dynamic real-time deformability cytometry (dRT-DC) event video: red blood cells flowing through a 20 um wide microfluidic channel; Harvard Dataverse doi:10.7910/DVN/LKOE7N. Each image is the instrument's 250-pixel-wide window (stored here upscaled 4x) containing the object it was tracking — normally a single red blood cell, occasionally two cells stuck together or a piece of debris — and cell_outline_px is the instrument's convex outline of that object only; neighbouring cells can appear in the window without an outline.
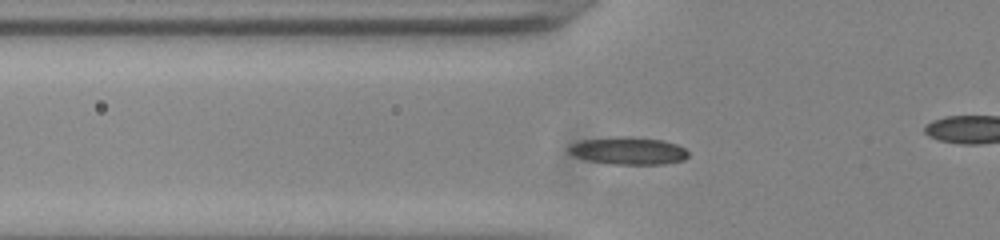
{"species": "common noctule bat (a hibernating species)", "species_latin": "Nyctalus noctula", "temperature_condition": "room temperature", "stored_images_in_passage": 50, "camera_frame_rate_fps": 3000, "um_per_image_px": 0.085, "animal": {"sex": "male", "body_mass_g": 20.0, "forearm_length_mm": 53.3}, "frame": {"image": 1, "passage_image": 15, "time_ms": 4.667, "image_size_px": [1000, 240], "cell_outline_px": [[688, 156], [684, 160], [664, 164], [612, 164], [588, 160], [576, 156], [568, 152], [568, 148], [572, 144], [580, 140], [620, 136], [632, 136], [664, 140], [676, 144], [684, 148], [688, 152]], "centroid_in_image_um": [53.43, 12.8], "position_along_channel_um": 72.4, "area_um2": 19.19}}
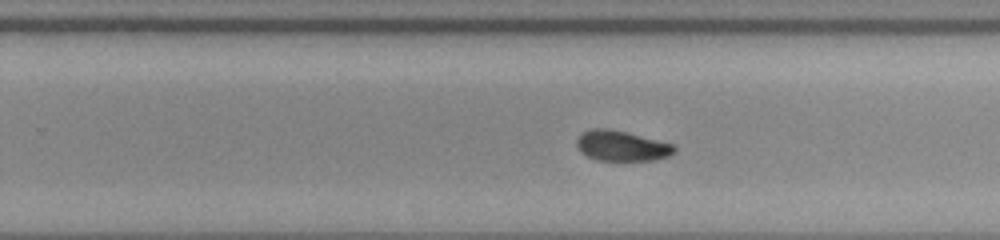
{"frame": {"image": 2, "passage_image": 31, "time_ms": 10.0, "image_size_px": [1000, 240], "cell_outline_px": [[676, 152], [668, 156], [652, 160], [596, 160], [580, 152], [576, 144], [576, 140], [584, 132], [592, 128], [608, 128], [628, 132], [672, 144], [676, 148]], "centroid_in_image_um": [52.83, 12.39], "position_along_channel_um": 277.0, "area_um2": 17.17}}
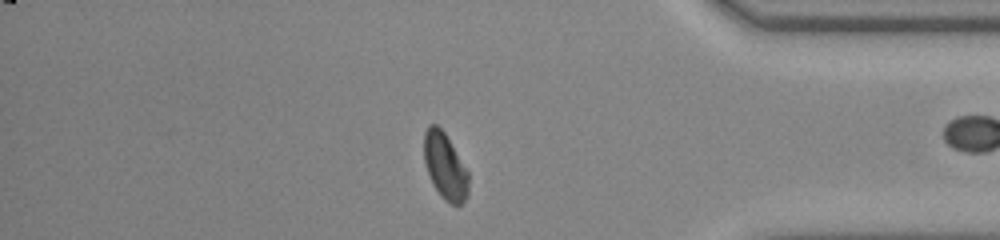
{"frame": {"image": 3, "passage_image": 42, "time_ms": 13.667, "image_size_px": [1000, 240], "cell_outline_px": [[468, 196], [460, 204], [452, 204], [444, 200], [432, 184], [424, 160], [424, 132], [428, 124], [436, 124], [444, 132], [468, 172]], "centroid_in_image_um": [37.81, 14.13], "position_along_channel_um": 397.4, "area_um2": 16.99}, "authors_computed_cell_mechanics": {"area_um2": 17.1088, "velocity_mm_per_s": 3.8594, "shape_relaxation_time_tau1_ms": 4.5415, "shape_relaxation_time_tau2_ms": 3.6484, "deformation_change_tau1": 0.155, "deformation_change_tau2": 0.0799}}